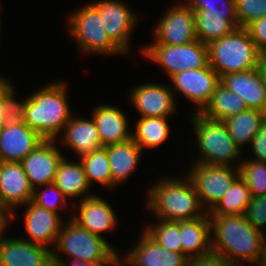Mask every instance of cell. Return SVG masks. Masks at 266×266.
I'll use <instances>...</instances> for the list:
<instances>
[{"mask_svg": "<svg viewBox=\"0 0 266 266\" xmlns=\"http://www.w3.org/2000/svg\"><path fill=\"white\" fill-rule=\"evenodd\" d=\"M68 101L65 83L44 85L28 96L23 122L45 140H56L72 117Z\"/></svg>", "mask_w": 266, "mask_h": 266, "instance_id": "6da1fadb", "label": "cell"}, {"mask_svg": "<svg viewBox=\"0 0 266 266\" xmlns=\"http://www.w3.org/2000/svg\"><path fill=\"white\" fill-rule=\"evenodd\" d=\"M147 208L157 219L167 221H185L201 217L202 210L196 190L186 176L161 178L147 192Z\"/></svg>", "mask_w": 266, "mask_h": 266, "instance_id": "7a4b0ae2", "label": "cell"}, {"mask_svg": "<svg viewBox=\"0 0 266 266\" xmlns=\"http://www.w3.org/2000/svg\"><path fill=\"white\" fill-rule=\"evenodd\" d=\"M210 67L221 78L230 73L257 68L262 55L245 27L208 44Z\"/></svg>", "mask_w": 266, "mask_h": 266, "instance_id": "3957f363", "label": "cell"}, {"mask_svg": "<svg viewBox=\"0 0 266 266\" xmlns=\"http://www.w3.org/2000/svg\"><path fill=\"white\" fill-rule=\"evenodd\" d=\"M191 119L200 153L195 163L234 167L232 164L240 158L242 149L231 138L225 123L198 112H194Z\"/></svg>", "mask_w": 266, "mask_h": 266, "instance_id": "277c9868", "label": "cell"}, {"mask_svg": "<svg viewBox=\"0 0 266 266\" xmlns=\"http://www.w3.org/2000/svg\"><path fill=\"white\" fill-rule=\"evenodd\" d=\"M65 223V224H64ZM60 229L55 249L67 254L71 259L95 264H119L116 250L99 237L85 230L72 219L64 222Z\"/></svg>", "mask_w": 266, "mask_h": 266, "instance_id": "5b68a950", "label": "cell"}, {"mask_svg": "<svg viewBox=\"0 0 266 266\" xmlns=\"http://www.w3.org/2000/svg\"><path fill=\"white\" fill-rule=\"evenodd\" d=\"M143 55L172 75L187 70L199 69L209 64L208 45L194 40L184 45L149 44L141 48Z\"/></svg>", "mask_w": 266, "mask_h": 266, "instance_id": "8992f818", "label": "cell"}, {"mask_svg": "<svg viewBox=\"0 0 266 266\" xmlns=\"http://www.w3.org/2000/svg\"><path fill=\"white\" fill-rule=\"evenodd\" d=\"M68 28L76 40L81 52L123 54L107 37L98 10L91 4H85L69 16Z\"/></svg>", "mask_w": 266, "mask_h": 266, "instance_id": "52a82bcc", "label": "cell"}, {"mask_svg": "<svg viewBox=\"0 0 266 266\" xmlns=\"http://www.w3.org/2000/svg\"><path fill=\"white\" fill-rule=\"evenodd\" d=\"M186 175L196 190L203 210L208 207L206 209L208 212L225 195L240 176V172L237 165L233 168L226 165L194 163Z\"/></svg>", "mask_w": 266, "mask_h": 266, "instance_id": "ba28073f", "label": "cell"}, {"mask_svg": "<svg viewBox=\"0 0 266 266\" xmlns=\"http://www.w3.org/2000/svg\"><path fill=\"white\" fill-rule=\"evenodd\" d=\"M91 4L100 14L107 37L123 54H128V41L138 15L120 0H97Z\"/></svg>", "mask_w": 266, "mask_h": 266, "instance_id": "9c48e42d", "label": "cell"}, {"mask_svg": "<svg viewBox=\"0 0 266 266\" xmlns=\"http://www.w3.org/2000/svg\"><path fill=\"white\" fill-rule=\"evenodd\" d=\"M171 90L176 98L177 92L188 98L200 113L210 102L216 86L220 83V77L208 64L199 69H187L170 77ZM176 93V94H175Z\"/></svg>", "mask_w": 266, "mask_h": 266, "instance_id": "30bf717a", "label": "cell"}, {"mask_svg": "<svg viewBox=\"0 0 266 266\" xmlns=\"http://www.w3.org/2000/svg\"><path fill=\"white\" fill-rule=\"evenodd\" d=\"M158 22L153 44L184 45L197 40L194 12L186 1L170 7Z\"/></svg>", "mask_w": 266, "mask_h": 266, "instance_id": "8fae6325", "label": "cell"}, {"mask_svg": "<svg viewBox=\"0 0 266 266\" xmlns=\"http://www.w3.org/2000/svg\"><path fill=\"white\" fill-rule=\"evenodd\" d=\"M130 100L140 112V117H171L177 102L170 85L144 83L134 87Z\"/></svg>", "mask_w": 266, "mask_h": 266, "instance_id": "7c38bea8", "label": "cell"}, {"mask_svg": "<svg viewBox=\"0 0 266 266\" xmlns=\"http://www.w3.org/2000/svg\"><path fill=\"white\" fill-rule=\"evenodd\" d=\"M33 193L21 162H0V204L13 213V219L14 210L32 201Z\"/></svg>", "mask_w": 266, "mask_h": 266, "instance_id": "4fadbf2b", "label": "cell"}, {"mask_svg": "<svg viewBox=\"0 0 266 266\" xmlns=\"http://www.w3.org/2000/svg\"><path fill=\"white\" fill-rule=\"evenodd\" d=\"M132 250L120 256V266H186L188 257L183 253L169 251L154 241L145 231ZM123 261V262H122ZM124 264V265H122Z\"/></svg>", "mask_w": 266, "mask_h": 266, "instance_id": "5bb4252c", "label": "cell"}, {"mask_svg": "<svg viewBox=\"0 0 266 266\" xmlns=\"http://www.w3.org/2000/svg\"><path fill=\"white\" fill-rule=\"evenodd\" d=\"M54 141L45 140L21 161L33 190L54 182L57 167L65 157Z\"/></svg>", "mask_w": 266, "mask_h": 266, "instance_id": "9a60e30c", "label": "cell"}, {"mask_svg": "<svg viewBox=\"0 0 266 266\" xmlns=\"http://www.w3.org/2000/svg\"><path fill=\"white\" fill-rule=\"evenodd\" d=\"M45 139L22 122L0 129V162H21Z\"/></svg>", "mask_w": 266, "mask_h": 266, "instance_id": "2e32d148", "label": "cell"}, {"mask_svg": "<svg viewBox=\"0 0 266 266\" xmlns=\"http://www.w3.org/2000/svg\"><path fill=\"white\" fill-rule=\"evenodd\" d=\"M48 247L31 243L23 238L0 240V266H54Z\"/></svg>", "mask_w": 266, "mask_h": 266, "instance_id": "e0dca14e", "label": "cell"}, {"mask_svg": "<svg viewBox=\"0 0 266 266\" xmlns=\"http://www.w3.org/2000/svg\"><path fill=\"white\" fill-rule=\"evenodd\" d=\"M24 206H26L24 226L29 238H23V240L45 247L50 244L55 247L57 237L63 225L60 215L38 206L33 201H29Z\"/></svg>", "mask_w": 266, "mask_h": 266, "instance_id": "ac0fdd59", "label": "cell"}, {"mask_svg": "<svg viewBox=\"0 0 266 266\" xmlns=\"http://www.w3.org/2000/svg\"><path fill=\"white\" fill-rule=\"evenodd\" d=\"M78 214L72 219L90 233L103 237L102 233L114 229L118 219L114 209L103 198L92 195L79 201Z\"/></svg>", "mask_w": 266, "mask_h": 266, "instance_id": "d6986e66", "label": "cell"}, {"mask_svg": "<svg viewBox=\"0 0 266 266\" xmlns=\"http://www.w3.org/2000/svg\"><path fill=\"white\" fill-rule=\"evenodd\" d=\"M91 116L98 130L102 147L124 143L132 139L124 111L114 105H97Z\"/></svg>", "mask_w": 266, "mask_h": 266, "instance_id": "ffe728a7", "label": "cell"}, {"mask_svg": "<svg viewBox=\"0 0 266 266\" xmlns=\"http://www.w3.org/2000/svg\"><path fill=\"white\" fill-rule=\"evenodd\" d=\"M220 83L238 94L244 100L247 109L266 112V87L257 68L222 76Z\"/></svg>", "mask_w": 266, "mask_h": 266, "instance_id": "44dd1931", "label": "cell"}, {"mask_svg": "<svg viewBox=\"0 0 266 266\" xmlns=\"http://www.w3.org/2000/svg\"><path fill=\"white\" fill-rule=\"evenodd\" d=\"M60 141L79 157L102 148L100 136L93 118L71 117L62 131Z\"/></svg>", "mask_w": 266, "mask_h": 266, "instance_id": "7402d4cb", "label": "cell"}, {"mask_svg": "<svg viewBox=\"0 0 266 266\" xmlns=\"http://www.w3.org/2000/svg\"><path fill=\"white\" fill-rule=\"evenodd\" d=\"M182 253L190 258L212 252L211 225L208 212L201 217L180 221Z\"/></svg>", "mask_w": 266, "mask_h": 266, "instance_id": "603a6c76", "label": "cell"}, {"mask_svg": "<svg viewBox=\"0 0 266 266\" xmlns=\"http://www.w3.org/2000/svg\"><path fill=\"white\" fill-rule=\"evenodd\" d=\"M109 159L113 187L126 181L136 170L142 149L131 139L124 143L105 146Z\"/></svg>", "mask_w": 266, "mask_h": 266, "instance_id": "cb8c5ba5", "label": "cell"}, {"mask_svg": "<svg viewBox=\"0 0 266 266\" xmlns=\"http://www.w3.org/2000/svg\"><path fill=\"white\" fill-rule=\"evenodd\" d=\"M197 40L209 44L231 34L239 27L237 15H216L207 10H192Z\"/></svg>", "mask_w": 266, "mask_h": 266, "instance_id": "d4e9b609", "label": "cell"}, {"mask_svg": "<svg viewBox=\"0 0 266 266\" xmlns=\"http://www.w3.org/2000/svg\"><path fill=\"white\" fill-rule=\"evenodd\" d=\"M64 194V196L69 200L70 198L76 199L82 197H90L94 194L84 195L88 193L87 191L91 186H89L84 167L79 161L73 162L64 157L57 167V172L53 182ZM82 195V196H81Z\"/></svg>", "mask_w": 266, "mask_h": 266, "instance_id": "484cf974", "label": "cell"}, {"mask_svg": "<svg viewBox=\"0 0 266 266\" xmlns=\"http://www.w3.org/2000/svg\"><path fill=\"white\" fill-rule=\"evenodd\" d=\"M266 120V112L247 109L234 116L226 118L223 122L228 128L234 142L243 149L244 145H250L255 134Z\"/></svg>", "mask_w": 266, "mask_h": 266, "instance_id": "4316f807", "label": "cell"}, {"mask_svg": "<svg viewBox=\"0 0 266 266\" xmlns=\"http://www.w3.org/2000/svg\"><path fill=\"white\" fill-rule=\"evenodd\" d=\"M245 110H247V106L244 100L238 94L219 83L212 94L210 102L200 114L211 120L224 121L226 118Z\"/></svg>", "mask_w": 266, "mask_h": 266, "instance_id": "83f0119b", "label": "cell"}, {"mask_svg": "<svg viewBox=\"0 0 266 266\" xmlns=\"http://www.w3.org/2000/svg\"><path fill=\"white\" fill-rule=\"evenodd\" d=\"M168 117H140L136 121L132 140L143 150L161 146L169 137Z\"/></svg>", "mask_w": 266, "mask_h": 266, "instance_id": "f1b7e54d", "label": "cell"}, {"mask_svg": "<svg viewBox=\"0 0 266 266\" xmlns=\"http://www.w3.org/2000/svg\"><path fill=\"white\" fill-rule=\"evenodd\" d=\"M252 194L247 184L239 176L217 204L208 211L209 215H242L245 213Z\"/></svg>", "mask_w": 266, "mask_h": 266, "instance_id": "f546056e", "label": "cell"}, {"mask_svg": "<svg viewBox=\"0 0 266 266\" xmlns=\"http://www.w3.org/2000/svg\"><path fill=\"white\" fill-rule=\"evenodd\" d=\"M82 163L89 186L98 182L104 187L113 188L107 149L102 147L79 157Z\"/></svg>", "mask_w": 266, "mask_h": 266, "instance_id": "4dcf8cb0", "label": "cell"}, {"mask_svg": "<svg viewBox=\"0 0 266 266\" xmlns=\"http://www.w3.org/2000/svg\"><path fill=\"white\" fill-rule=\"evenodd\" d=\"M157 223L147 225L145 231L160 246L169 251L182 253L180 238V221L157 220Z\"/></svg>", "mask_w": 266, "mask_h": 266, "instance_id": "1f68e13d", "label": "cell"}, {"mask_svg": "<svg viewBox=\"0 0 266 266\" xmlns=\"http://www.w3.org/2000/svg\"><path fill=\"white\" fill-rule=\"evenodd\" d=\"M236 164L252 196H266V162L249 158Z\"/></svg>", "mask_w": 266, "mask_h": 266, "instance_id": "d6a6232c", "label": "cell"}, {"mask_svg": "<svg viewBox=\"0 0 266 266\" xmlns=\"http://www.w3.org/2000/svg\"><path fill=\"white\" fill-rule=\"evenodd\" d=\"M43 187V190L38 188L34 190L32 201L38 206L55 213H59L58 211L60 209L66 210V207L68 206V199L64 196L63 192L54 183L46 184L44 186H40L39 188ZM50 195H52V198Z\"/></svg>", "mask_w": 266, "mask_h": 266, "instance_id": "836d02e7", "label": "cell"}, {"mask_svg": "<svg viewBox=\"0 0 266 266\" xmlns=\"http://www.w3.org/2000/svg\"><path fill=\"white\" fill-rule=\"evenodd\" d=\"M239 27L266 16V0H235Z\"/></svg>", "mask_w": 266, "mask_h": 266, "instance_id": "e575fe53", "label": "cell"}, {"mask_svg": "<svg viewBox=\"0 0 266 266\" xmlns=\"http://www.w3.org/2000/svg\"><path fill=\"white\" fill-rule=\"evenodd\" d=\"M244 216L254 228L266 233V196H252Z\"/></svg>", "mask_w": 266, "mask_h": 266, "instance_id": "d590c367", "label": "cell"}, {"mask_svg": "<svg viewBox=\"0 0 266 266\" xmlns=\"http://www.w3.org/2000/svg\"><path fill=\"white\" fill-rule=\"evenodd\" d=\"M192 10H207L216 15H237L235 0H187Z\"/></svg>", "mask_w": 266, "mask_h": 266, "instance_id": "8d00e7d4", "label": "cell"}, {"mask_svg": "<svg viewBox=\"0 0 266 266\" xmlns=\"http://www.w3.org/2000/svg\"><path fill=\"white\" fill-rule=\"evenodd\" d=\"M12 88L4 98V121L5 124L18 125L24 121L25 109H26V99H21L20 103L16 101L15 91Z\"/></svg>", "mask_w": 266, "mask_h": 266, "instance_id": "74e56055", "label": "cell"}, {"mask_svg": "<svg viewBox=\"0 0 266 266\" xmlns=\"http://www.w3.org/2000/svg\"><path fill=\"white\" fill-rule=\"evenodd\" d=\"M250 37L262 56H266V16L248 24L246 27Z\"/></svg>", "mask_w": 266, "mask_h": 266, "instance_id": "f35d334b", "label": "cell"}, {"mask_svg": "<svg viewBox=\"0 0 266 266\" xmlns=\"http://www.w3.org/2000/svg\"><path fill=\"white\" fill-rule=\"evenodd\" d=\"M254 160L266 162V120L250 143Z\"/></svg>", "mask_w": 266, "mask_h": 266, "instance_id": "ab89813d", "label": "cell"}, {"mask_svg": "<svg viewBox=\"0 0 266 266\" xmlns=\"http://www.w3.org/2000/svg\"><path fill=\"white\" fill-rule=\"evenodd\" d=\"M186 266H232L219 254L211 252L206 255L188 258Z\"/></svg>", "mask_w": 266, "mask_h": 266, "instance_id": "60d3db41", "label": "cell"}, {"mask_svg": "<svg viewBox=\"0 0 266 266\" xmlns=\"http://www.w3.org/2000/svg\"><path fill=\"white\" fill-rule=\"evenodd\" d=\"M52 260L54 266H120V264H95L92 262L87 261H80V260H70L65 261V259H62L61 256L58 255L56 251L52 252Z\"/></svg>", "mask_w": 266, "mask_h": 266, "instance_id": "b9f144b4", "label": "cell"}, {"mask_svg": "<svg viewBox=\"0 0 266 266\" xmlns=\"http://www.w3.org/2000/svg\"><path fill=\"white\" fill-rule=\"evenodd\" d=\"M14 88L10 81L5 79L4 77L0 76V129L5 125L4 121V98L5 95Z\"/></svg>", "mask_w": 266, "mask_h": 266, "instance_id": "7bdbcfd3", "label": "cell"}, {"mask_svg": "<svg viewBox=\"0 0 266 266\" xmlns=\"http://www.w3.org/2000/svg\"><path fill=\"white\" fill-rule=\"evenodd\" d=\"M13 220V213L4 205L0 204V240L4 237L8 221Z\"/></svg>", "mask_w": 266, "mask_h": 266, "instance_id": "ee69618b", "label": "cell"}, {"mask_svg": "<svg viewBox=\"0 0 266 266\" xmlns=\"http://www.w3.org/2000/svg\"><path fill=\"white\" fill-rule=\"evenodd\" d=\"M257 69L261 76V79L266 87V56H262L258 62Z\"/></svg>", "mask_w": 266, "mask_h": 266, "instance_id": "f6af8a7d", "label": "cell"}, {"mask_svg": "<svg viewBox=\"0 0 266 266\" xmlns=\"http://www.w3.org/2000/svg\"><path fill=\"white\" fill-rule=\"evenodd\" d=\"M0 8H1V3H0ZM1 23H2V21H1V17H0V25H1ZM0 33H1V26H0ZM0 39H1V37H0Z\"/></svg>", "mask_w": 266, "mask_h": 266, "instance_id": "bcb514c9", "label": "cell"}]
</instances>
